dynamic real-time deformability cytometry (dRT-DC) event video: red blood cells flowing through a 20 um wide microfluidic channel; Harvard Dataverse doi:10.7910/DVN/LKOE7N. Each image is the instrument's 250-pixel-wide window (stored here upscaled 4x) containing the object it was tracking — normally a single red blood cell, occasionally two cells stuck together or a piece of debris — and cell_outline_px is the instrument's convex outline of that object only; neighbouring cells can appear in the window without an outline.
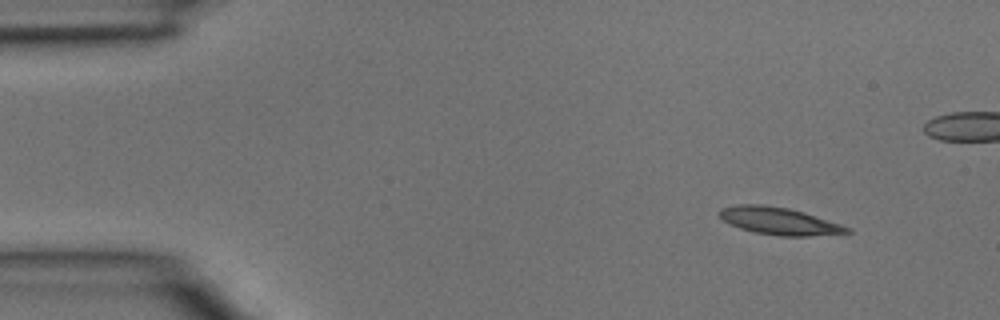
{"species": "common noctule bat (a hibernating species)", "species_latin": "Nyctalus noctula", "temperature_condition": "room temperature", "stored_images_in_passage": 4, "camera_frame_rate_fps": 3000, "um_per_image_px": 0.085, "animal": {"sex": "male", "body_mass_g": 15.6}, "frame": {"image": 1, "passage_image": 1, "time_ms": 0.0, "image_size_px": [1000, 320], "cell_outline_px": [[852, 232], [808, 236], [780, 236], [756, 232], [740, 228], [724, 220], [720, 216], [720, 208], [740, 204], [764, 204], [788, 208], [804, 212], [852, 228]], "centroid_in_image_um": [66.25, 18.78], "position_along_channel_um": 18.7, "area_um2": 20.06}}